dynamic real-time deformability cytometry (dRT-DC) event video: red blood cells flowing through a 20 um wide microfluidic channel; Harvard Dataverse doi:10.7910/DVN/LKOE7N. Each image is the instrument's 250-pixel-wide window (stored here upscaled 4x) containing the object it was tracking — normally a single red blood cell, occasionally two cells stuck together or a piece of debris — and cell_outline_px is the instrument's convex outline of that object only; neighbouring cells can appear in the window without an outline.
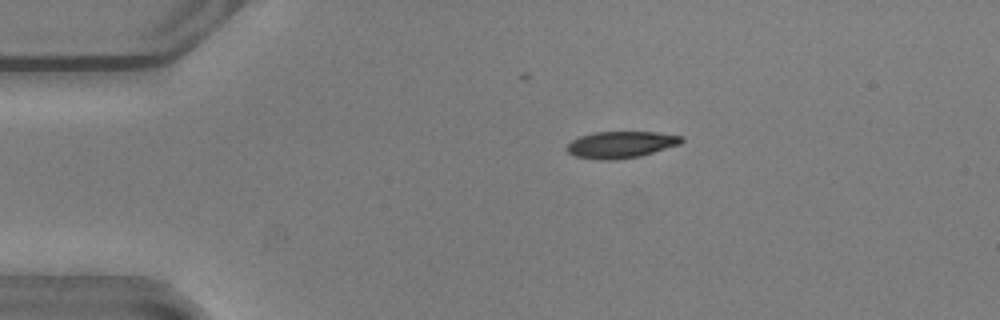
{"species": "common noctule bat (a hibernating species)", "species_latin": "Nyctalus noctula", "temperature_condition": "warm", "stored_images_in_passage": 44, "camera_frame_rate_fps": 3000, "um_per_image_px": 0.085, "animal": {"sex": "male", "body_mass_g": 20.5, "forearm_length_mm": 52.5}, "frame": {"image": 1, "passage_image": 2, "time_ms": 0.333, "image_size_px": [1000, 320], "cell_outline_px": [[684, 140], [680, 144], [640, 156], [608, 160], [604, 160], [576, 156], [568, 152], [564, 148], [572, 140], [580, 136], [592, 132], [656, 132], [684, 136]], "centroid_in_image_um": [52.78, 12.28], "position_along_channel_um": 32.2, "area_um2": 17.74}}
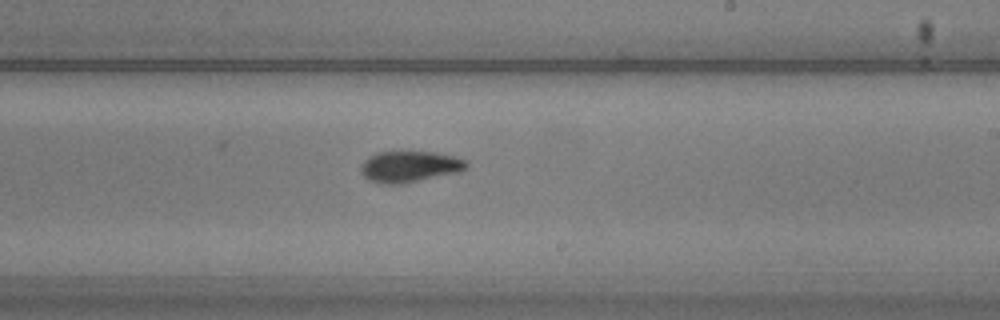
{"frame": {"image": 2, "passage_image": 23, "time_ms": 7.333, "image_size_px": [1000, 320], "cell_outline_px": [[468, 168], [460, 172], [396, 184], [384, 184], [368, 180], [360, 172], [360, 168], [364, 160], [368, 156], [376, 152], [436, 152], [456, 156], [468, 160]], "centroid_in_image_um": [34.84, 14.14], "position_along_channel_um": 254.2, "area_um2": 19.25}}
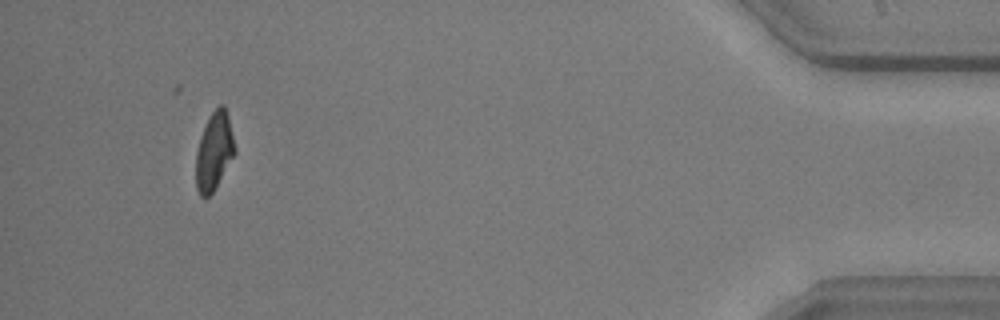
{"frame": {"image": 3, "passage_image": 41, "time_ms": 13.333, "image_size_px": [1000, 320], "cell_outline_px": [[236, 152], [212, 192], [208, 196], [200, 196], [196, 188], [196, 152], [200, 136], [208, 116], [220, 104], [224, 104], [228, 116]], "centroid_in_image_um": [18.18, 12.83], "position_along_channel_um": 417.0, "area_um2": 17.4}, "authors_computed_cell_mechanics": {"area_um2": 18.785, "velocity_mm_per_s": 3.8568, "shape_relaxation_time_tau1_ms": 5.1342, "shape_relaxation_time_tau2_ms": 2.7599, "deformation_change_tau1": 0.1835, "deformation_change_tau2": 0.0911}}